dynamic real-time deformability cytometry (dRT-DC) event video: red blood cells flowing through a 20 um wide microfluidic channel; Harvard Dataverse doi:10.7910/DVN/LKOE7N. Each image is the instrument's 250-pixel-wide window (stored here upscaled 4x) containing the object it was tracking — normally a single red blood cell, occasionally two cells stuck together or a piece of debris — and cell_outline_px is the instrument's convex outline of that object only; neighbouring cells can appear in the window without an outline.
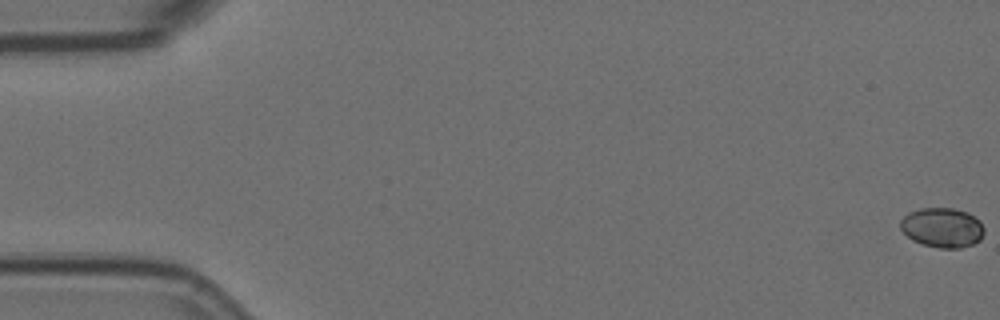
{"species": "Egyptian fruit bat (a non-hibernating species)", "species_latin": "Rousettus aegyptiacus", "temperature_condition": "room temperature", "stored_images_in_passage": 58, "camera_frame_rate_fps": 3000, "um_per_image_px": 0.085, "animal": {"sex": "female"}, "frame": {"image": 1, "passage_image": 1, "time_ms": 0.0, "image_size_px": [1000, 320], "cell_outline_px": [[984, 232], [980, 240], [972, 244], [960, 248], [940, 248], [924, 244], [912, 240], [900, 228], [900, 220], [908, 212], [920, 208], [952, 208], [968, 212], [980, 220], [984, 228]], "centroid_in_image_um": [80.1, 19.33], "position_along_channel_um": 4.9, "area_um2": 19.42}}
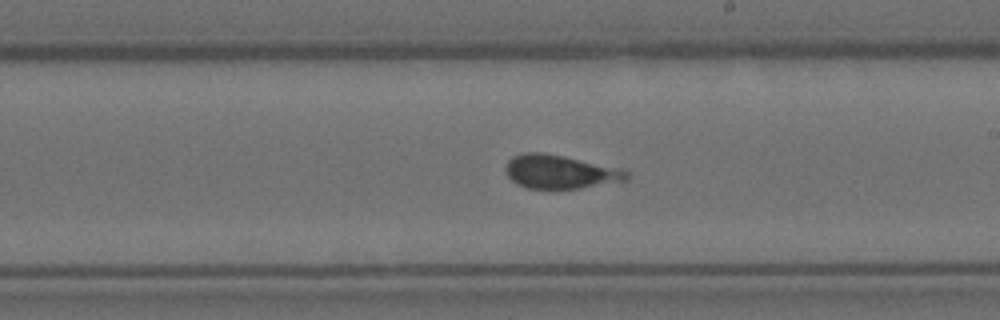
{"frame": {"image": 2, "passage_image": 34, "time_ms": 11.0, "image_size_px": [1000, 320], "cell_outline_px": [[628, 180], [580, 188], [528, 188], [516, 184], [504, 172], [504, 168], [508, 160], [512, 156], [524, 152], [544, 152], [564, 156], [620, 168], [628, 172]], "centroid_in_image_um": [47.56, 14.59], "position_along_channel_um": 241.4, "area_um2": 23.76}}
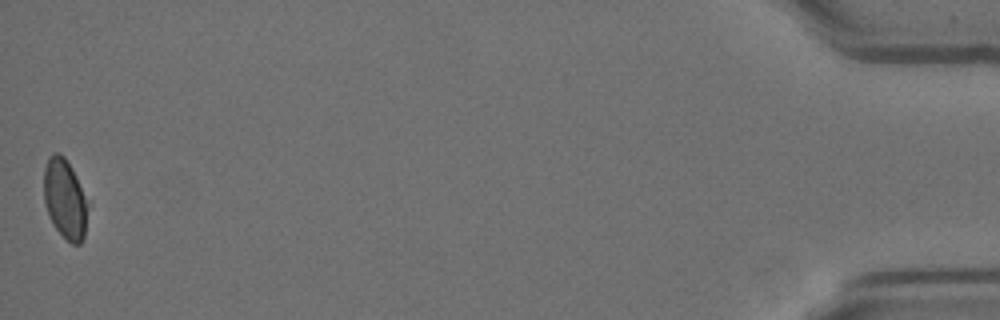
{"frame": {"image": 3, "passage_image": 58, "time_ms": 19.0, "image_size_px": [1000, 320], "cell_outline_px": [[84, 240], [80, 244], [72, 244], [52, 224], [44, 200], [44, 168], [48, 156], [52, 152], [60, 152], [64, 156], [72, 168], [76, 176], [84, 200]], "centroid_in_image_um": [5.44, 16.85], "position_along_channel_um": 429.8, "area_um2": 19.59}, "authors_computed_cell_mechanics": {"area_um2": 22.1085, "velocity_mm_per_s": 3.5576, "shape_relaxation_time_tau1_ms": 4.619, "shape_relaxation_time_tau2_ms": 2.6529, "deformation_change_tau1": 0.0498, "deformation_change_tau2": 0.0976}}